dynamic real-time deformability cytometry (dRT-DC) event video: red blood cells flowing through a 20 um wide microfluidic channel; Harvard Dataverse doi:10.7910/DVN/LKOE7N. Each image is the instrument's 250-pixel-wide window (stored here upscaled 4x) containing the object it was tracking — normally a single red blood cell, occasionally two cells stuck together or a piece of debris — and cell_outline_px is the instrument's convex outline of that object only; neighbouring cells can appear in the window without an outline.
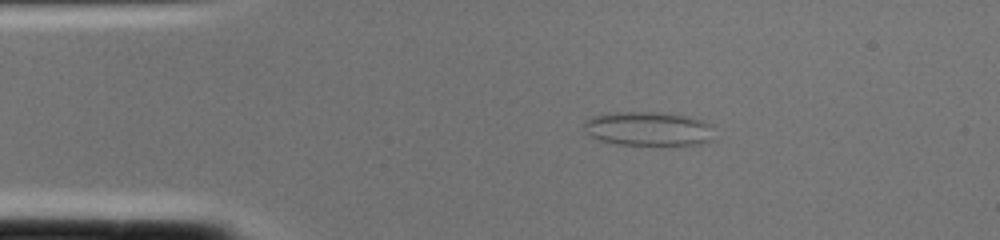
{"species": "common noctule bat (a hibernating species)", "species_latin": "Nyctalus noctula", "temperature_condition": "cold", "stored_images_in_passage": 1, "camera_frame_rate_fps": 3000, "um_per_image_px": 0.085, "animal": {"sex": "female", "body_mass_g": 22.0, "forearm_length_mm": 56.7}, "frame": {"image": 1, "passage_image": 1, "time_ms": 0.0, "image_size_px": [1000, 240], "cell_outline_px": [[712, 140], [700, 144], [616, 144], [600, 140], [592, 136], [588, 132], [584, 124], [584, 120], [596, 116], [616, 112], [656, 112], [688, 116], [712, 124]], "centroid_in_image_um": [55.14, 10.94], "position_along_channel_um": 29.9, "area_um2": 25.43}}